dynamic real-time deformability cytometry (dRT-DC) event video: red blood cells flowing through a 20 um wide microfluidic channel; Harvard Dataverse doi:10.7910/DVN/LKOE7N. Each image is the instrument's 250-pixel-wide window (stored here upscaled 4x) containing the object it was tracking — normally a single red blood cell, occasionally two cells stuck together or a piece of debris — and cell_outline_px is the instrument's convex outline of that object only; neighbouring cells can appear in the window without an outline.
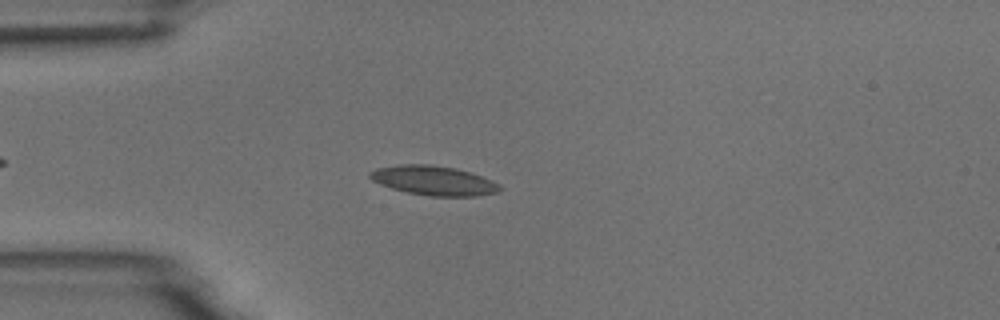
{"species": "common noctule bat (a hibernating species)", "species_latin": "Nyctalus noctula", "temperature_condition": "room temperature", "stored_images_in_passage": 49, "camera_frame_rate_fps": 3000, "um_per_image_px": 0.085, "animal": {"sex": "male", "body_mass_g": 18.8}, "frame": {"image": 1, "passage_image": 9, "time_ms": 2.667, "image_size_px": [1000, 320], "cell_outline_px": [[504, 188], [496, 192], [476, 196], [428, 196], [408, 192], [392, 188], [380, 184], [372, 180], [368, 176], [368, 172], [376, 168], [400, 164], [428, 164], [456, 168], [472, 172], [492, 180], [500, 184]], "centroid_in_image_um": [36.87, 15.34], "position_along_channel_um": 48.1, "area_um2": 22.43}}
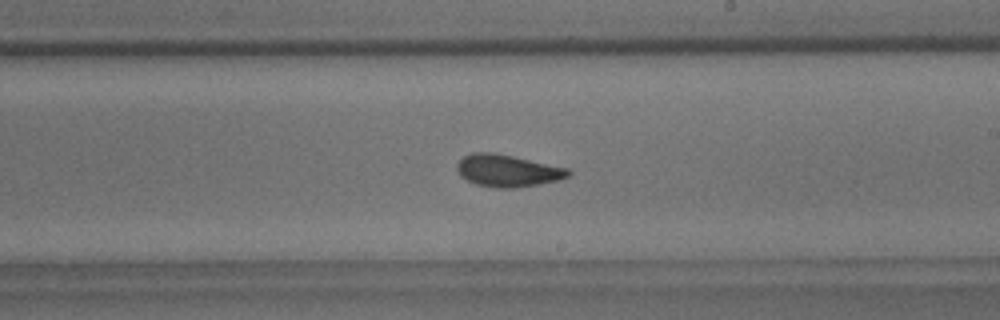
{"frame": {"image": 2, "passage_image": 26, "time_ms": 8.333, "image_size_px": [1000, 320], "cell_outline_px": [[572, 172], [568, 176], [560, 180], [516, 188], [496, 188], [476, 184], [460, 176], [456, 168], [456, 164], [464, 156], [472, 152], [496, 152], [568, 168]], "centroid_in_image_um": [43.14, 14.5], "position_along_channel_um": 245.9, "area_um2": 20.98}}
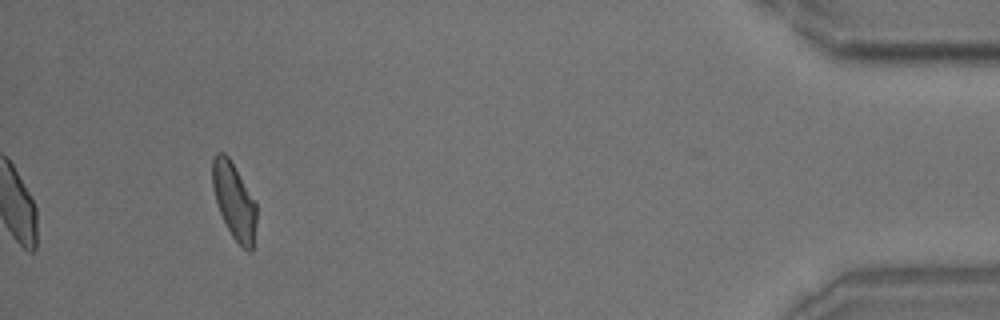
{"frame": {"image": 3, "passage_image": 45, "time_ms": 14.667, "image_size_px": [1000, 320], "cell_outline_px": [[256, 224], [252, 252], [248, 252], [232, 236], [220, 212], [216, 200], [212, 184], [212, 160], [216, 152], [224, 152], [228, 156], [256, 204]], "centroid_in_image_um": [19.89, 17.08], "position_along_channel_um": 415.3, "area_um2": 19.13}, "authors_computed_cell_mechanics": {"area_um2": 20.519, "velocity_mm_per_s": 3.7216, "shape_relaxation_time_tau1_ms": 6.0244, "shape_relaxation_time_tau2_ms": 2.4122, "deformation_change_tau1": 0.1293, "deformation_change_tau2": 0.0742}}